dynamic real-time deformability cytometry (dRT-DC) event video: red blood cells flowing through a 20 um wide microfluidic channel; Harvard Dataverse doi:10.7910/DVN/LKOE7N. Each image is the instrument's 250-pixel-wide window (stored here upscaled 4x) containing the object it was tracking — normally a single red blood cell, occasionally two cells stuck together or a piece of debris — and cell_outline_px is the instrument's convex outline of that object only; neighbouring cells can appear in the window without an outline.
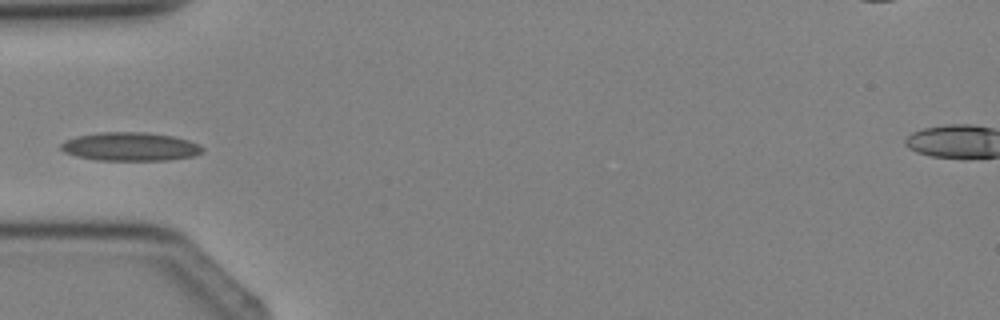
{"species": "Egyptian fruit bat (a non-hibernating species)", "species_latin": "Rousettus aegyptiacus", "temperature_condition": "cold", "stored_images_in_passage": 3, "camera_frame_rate_fps": 3000, "um_per_image_px": 0.085, "animal": {"sex": "female"}, "frame": {"image": 1, "passage_image": 3, "time_ms": 2.333, "image_size_px": [1000, 320], "cell_outline_px": [[204, 152], [192, 156], [168, 160], [96, 160], [76, 156], [64, 152], [60, 148], [60, 144], [64, 140], [76, 136], [100, 132], [148, 132], [172, 136], [188, 140], [200, 144], [204, 148]], "centroid_in_image_um": [11.06, 12.46], "position_along_channel_um": 73.9, "area_um2": 23.7}}